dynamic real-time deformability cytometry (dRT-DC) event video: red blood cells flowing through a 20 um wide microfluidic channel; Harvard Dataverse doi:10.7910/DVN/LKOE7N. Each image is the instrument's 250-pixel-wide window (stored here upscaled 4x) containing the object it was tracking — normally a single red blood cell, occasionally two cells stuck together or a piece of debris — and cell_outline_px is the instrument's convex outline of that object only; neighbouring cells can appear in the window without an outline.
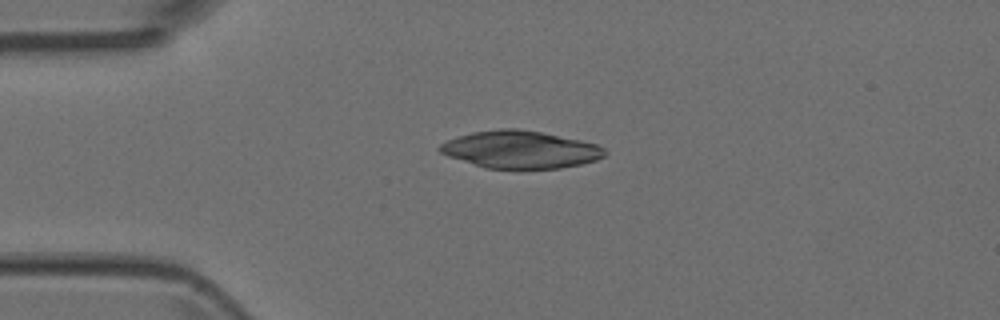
{"species": "Egyptian fruit bat (a non-hibernating species)", "species_latin": "Rousettus aegyptiacus", "temperature_condition": "room temperature", "stored_images_in_passage": 4, "camera_frame_rate_fps": 3000, "um_per_image_px": 0.085, "animal": {"sex": "female"}, "frame": {"image": 1, "passage_image": 3, "time_ms": 0.667, "image_size_px": [1000, 320], "cell_outline_px": [[608, 152], [604, 156], [596, 160], [580, 164], [560, 168], [484, 168], [448, 156], [440, 152], [436, 148], [440, 144], [448, 140], [472, 132], [500, 128], [516, 128], [540, 132], [580, 140], [596, 144], [604, 148]], "centroid_in_image_um": [44.21, 12.71], "position_along_channel_um": 40.8, "area_um2": 35.78}}